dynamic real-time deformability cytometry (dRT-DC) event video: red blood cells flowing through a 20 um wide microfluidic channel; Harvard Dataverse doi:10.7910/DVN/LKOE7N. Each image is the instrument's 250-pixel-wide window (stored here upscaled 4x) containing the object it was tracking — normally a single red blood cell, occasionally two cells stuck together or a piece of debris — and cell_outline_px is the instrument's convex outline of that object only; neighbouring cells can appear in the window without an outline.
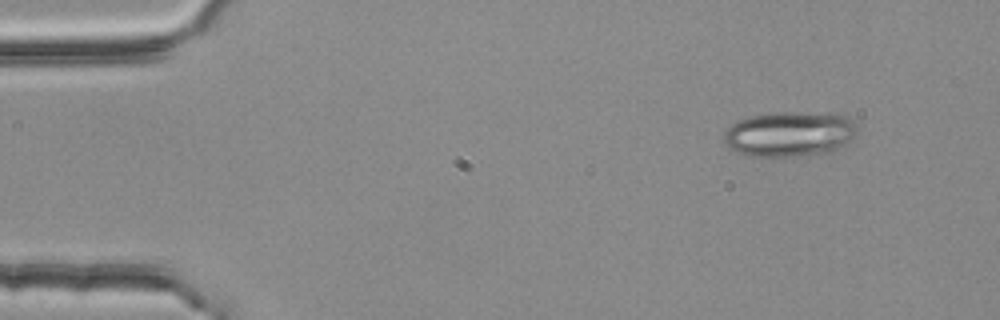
{"species": "common noctule bat (a hibernating species)", "species_latin": "Nyctalus noctula", "temperature_condition": "room temperature", "stored_images_in_passage": 3, "camera_frame_rate_fps": 3000, "um_per_image_px": 0.085, "animal": {"sex": "female", "body_mass_g": 25.1}, "frame": {"image": 1, "passage_image": 1, "time_ms": 0.0, "image_size_px": [1000, 320], "cell_outline_px": [[856, 132], [844, 144], [832, 152], [792, 156], [748, 156], [736, 152], [728, 148], [724, 144], [724, 132], [732, 124], [740, 120], [752, 116], [776, 112], [836, 112], [848, 116], [856, 124]], "centroid_in_image_um": [67.12, 11.37], "position_along_channel_um": 17.9, "area_um2": 35.32}}